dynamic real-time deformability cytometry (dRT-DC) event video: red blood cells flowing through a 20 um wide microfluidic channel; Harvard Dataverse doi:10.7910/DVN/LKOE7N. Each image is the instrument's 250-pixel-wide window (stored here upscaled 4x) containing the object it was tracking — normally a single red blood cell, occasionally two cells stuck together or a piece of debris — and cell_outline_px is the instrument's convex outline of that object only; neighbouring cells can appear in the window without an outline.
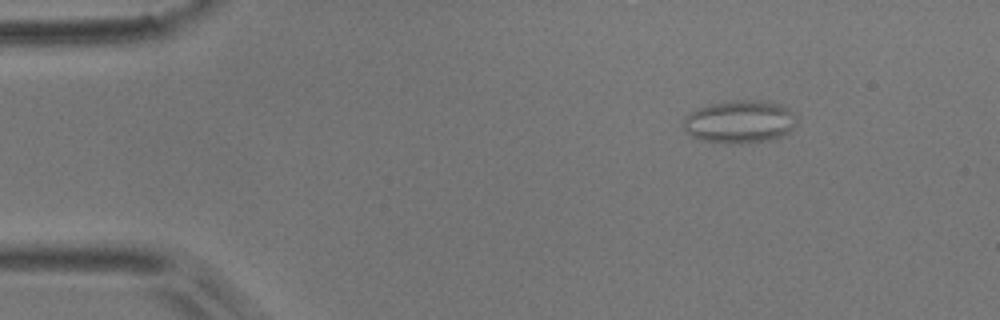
{"species": "common noctule bat (a hibernating species)", "species_latin": "Nyctalus noctula", "temperature_condition": "room temperature", "stored_images_in_passage": 5, "camera_frame_rate_fps": 3000, "um_per_image_px": 0.085, "animal": {"sex": "male", "body_mass_g": 17.9}, "frame": {"image": 1, "passage_image": 2, "time_ms": 0.333, "image_size_px": [1000, 320], "cell_outline_px": [[796, 124], [784, 136], [776, 140], [740, 144], [732, 144], [700, 140], [692, 136], [684, 128], [684, 116], [688, 112], [696, 108], [708, 104], [732, 100], [756, 100], [780, 104], [796, 112]], "centroid_in_image_um": [62.9, 10.35], "position_along_channel_um": 22.1, "area_um2": 28.9}}